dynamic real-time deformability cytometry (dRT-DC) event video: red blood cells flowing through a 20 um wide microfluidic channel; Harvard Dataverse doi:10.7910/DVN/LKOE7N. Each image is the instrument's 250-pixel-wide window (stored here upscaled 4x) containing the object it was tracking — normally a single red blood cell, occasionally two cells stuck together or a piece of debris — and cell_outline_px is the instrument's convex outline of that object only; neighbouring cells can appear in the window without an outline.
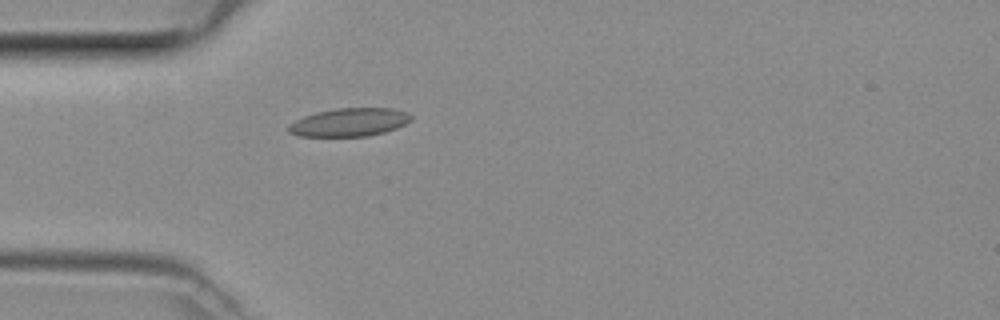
{"species": "common noctule bat (a hibernating species)", "species_latin": "Nyctalus noctula", "temperature_condition": "room temperature", "stored_images_in_passage": 33, "camera_frame_rate_fps": 3000, "um_per_image_px": 0.085, "animal": {"sex": "female", "body_mass_g": 29.2, "forearm_length_mm": 56.3}, "frame": {"image": 1, "passage_image": 1, "time_ms": 0.0, "image_size_px": [1000, 320], "cell_outline_px": [[412, 120], [396, 128], [384, 132], [368, 136], [300, 136], [288, 132], [288, 124], [304, 116], [316, 112], [336, 108], [392, 108], [408, 112], [412, 116]], "centroid_in_image_um": [29.7, 10.38], "position_along_channel_um": 55.3, "area_um2": 20.17}}
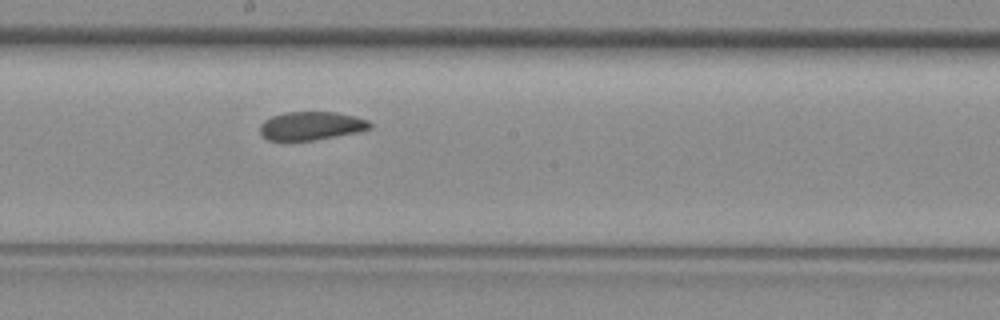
{"frame": {"image": 2, "passage_image": 13, "time_ms": 4.0, "image_size_px": [1000, 320], "cell_outline_px": [[372, 124], [368, 128], [356, 132], [312, 140], [268, 140], [260, 132], [260, 124], [264, 120], [272, 116], [284, 112], [336, 112], [356, 116], [368, 120]], "centroid_in_image_um": [26.42, 10.68], "position_along_channel_um": 221.8, "area_um2": 17.98}}
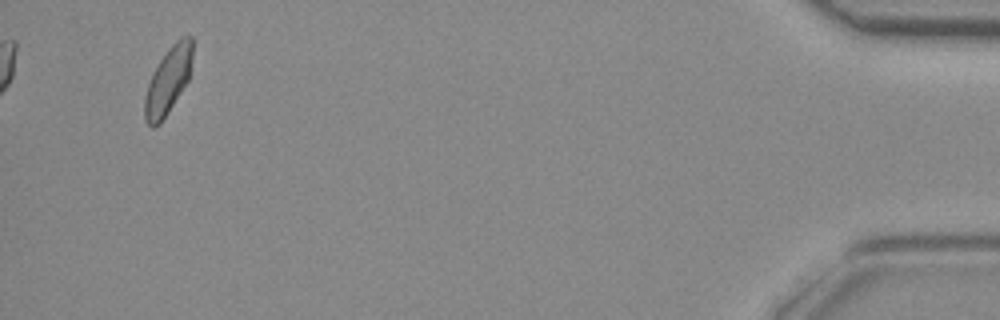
{"frame": {"image": 3, "passage_image": 33, "time_ms": 10.667, "image_size_px": [1000, 320], "cell_outline_px": [[192, 60], [188, 80], [160, 124], [152, 128], [144, 120], [144, 96], [152, 72], [168, 48], [180, 36], [192, 36]], "centroid_in_image_um": [14.27, 6.84], "position_along_channel_um": 420.9, "area_um2": 18.55}}